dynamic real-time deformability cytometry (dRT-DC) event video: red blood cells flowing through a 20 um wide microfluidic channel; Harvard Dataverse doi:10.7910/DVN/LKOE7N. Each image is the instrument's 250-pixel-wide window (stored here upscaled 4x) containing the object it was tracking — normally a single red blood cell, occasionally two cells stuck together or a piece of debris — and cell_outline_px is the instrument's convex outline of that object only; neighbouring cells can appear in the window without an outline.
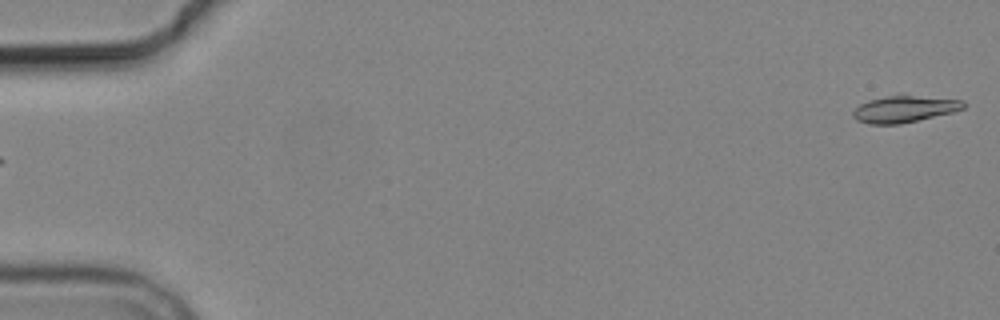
{"species": "common noctule bat (a hibernating species)", "species_latin": "Nyctalus noctula", "temperature_condition": "cold", "stored_images_in_passage": 6, "segment_of_instrument_passage": [2, 2], "camera_frame_rate_fps": 3000, "um_per_image_px": 0.085, "animal": {"sex": "male", "body_mass_g": 19.2, "forearm_length_mm": 51.8}, "frame": {"image": 1, "passage_image": 6, "time_ms": 6.667, "image_size_px": [1000, 320], "cell_outline_px": [[968, 104], [964, 108], [952, 112], [900, 124], [868, 124], [856, 120], [852, 116], [852, 112], [860, 104], [868, 100], [900, 92], [964, 100]], "centroid_in_image_um": [76.9, 9.22], "position_along_channel_um": 8.1, "area_um2": 17.92}}